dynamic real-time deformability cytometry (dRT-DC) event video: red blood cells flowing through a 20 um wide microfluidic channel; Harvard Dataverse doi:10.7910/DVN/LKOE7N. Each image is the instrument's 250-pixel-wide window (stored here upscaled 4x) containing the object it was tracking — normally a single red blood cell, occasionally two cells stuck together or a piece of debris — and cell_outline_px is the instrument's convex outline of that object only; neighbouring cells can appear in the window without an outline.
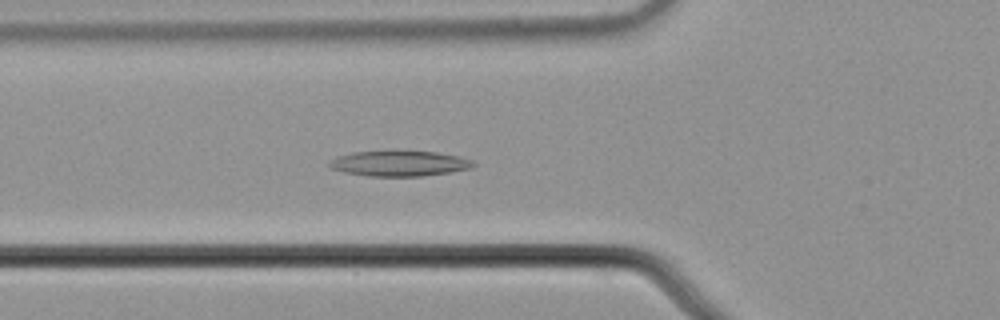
{"species": "common noctule bat (a hibernating species)", "species_latin": "Nyctalus noctula", "temperature_condition": "cold", "stored_images_in_passage": 57, "camera_frame_rate_fps": 3000, "um_per_image_px": 0.085, "animal": {"sex": "male", "body_mass_g": 21.5, "forearm_length_mm": 52.0}, "frame": {"image": 1, "passage_image": 21, "time_ms": 6.667, "image_size_px": [1000, 320], "cell_outline_px": [[476, 164], [472, 168], [424, 176], [368, 176], [344, 172], [332, 168], [328, 164], [336, 156], [352, 152], [436, 152], [460, 156], [472, 160]], "centroid_in_image_um": [33.97, 13.9], "position_along_channel_um": 91.8, "area_um2": 20.98}}
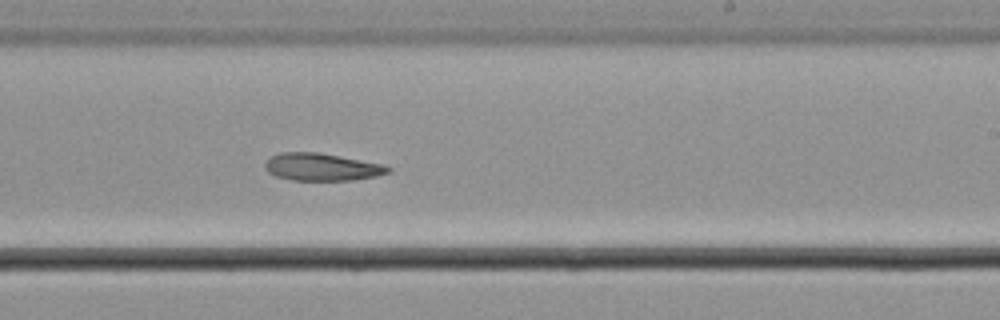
{"frame": {"image": 2, "passage_image": 35, "time_ms": 11.333, "image_size_px": [1000, 320], "cell_outline_px": [[392, 172], [376, 176], [352, 180], [292, 180], [276, 176], [268, 172], [264, 168], [264, 164], [272, 156], [280, 152], [316, 152], [384, 164], [392, 168]], "centroid_in_image_um": [27.37, 14.2], "position_along_channel_um": 261.6, "area_um2": 19.65}}
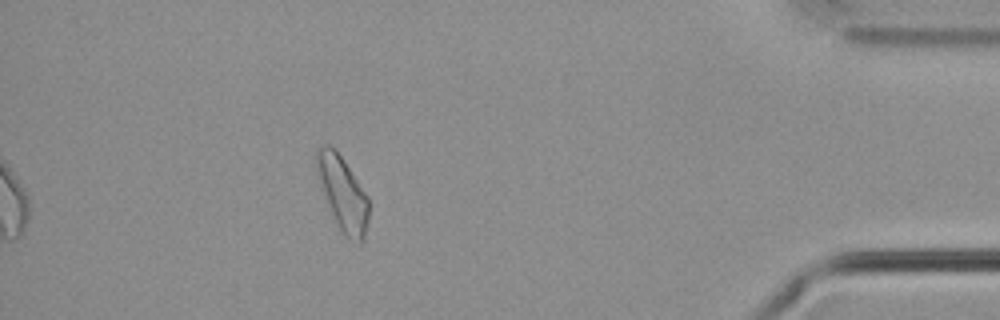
{"frame": {"image": 3, "passage_image": 51, "time_ms": 16.667, "image_size_px": [1000, 320], "cell_outline_px": [[368, 220], [364, 240], [360, 244], [356, 244], [348, 240], [340, 232], [332, 220], [316, 172], [316, 148], [324, 144], [328, 144], [344, 160], [368, 196]], "centroid_in_image_um": [29.11, 16.53], "position_along_channel_um": 406.1, "area_um2": 23.0}}